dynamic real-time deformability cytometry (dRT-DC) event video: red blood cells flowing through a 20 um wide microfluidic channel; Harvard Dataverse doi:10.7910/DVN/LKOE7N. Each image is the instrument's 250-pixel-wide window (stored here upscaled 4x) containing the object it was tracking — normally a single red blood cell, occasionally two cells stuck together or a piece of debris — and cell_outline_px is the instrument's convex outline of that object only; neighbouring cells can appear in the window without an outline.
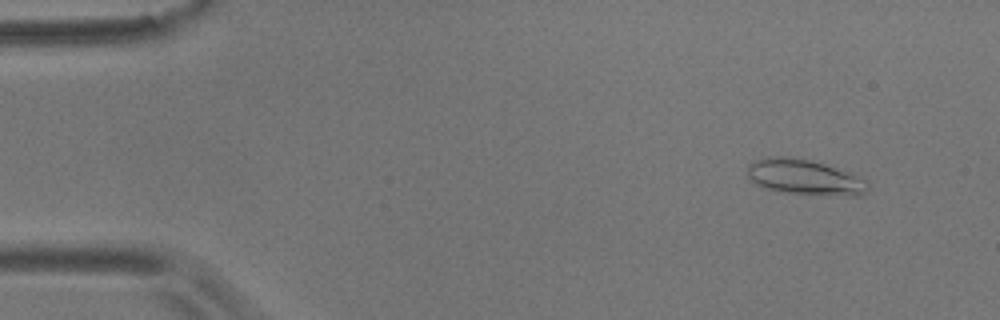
{"species": "common noctule bat (a hibernating species)", "species_latin": "Nyctalus noctula", "temperature_condition": "room temperature", "stored_images_in_passage": 31, "camera_frame_rate_fps": 3000, "um_per_image_px": 0.085, "animal": {"sex": "male", "body_mass_g": 17.9}, "frame": {"image": 1, "passage_image": 5, "time_ms": 1.333, "image_size_px": [1000, 320], "cell_outline_px": [[868, 192], [860, 196], [848, 196], [784, 192], [764, 188], [756, 184], [748, 176], [748, 164], [756, 160], [768, 156], [784, 156], [812, 160], [824, 164], [868, 180]], "centroid_in_image_um": [68.4, 15.06], "position_along_channel_um": 16.6, "area_um2": 24.74}}
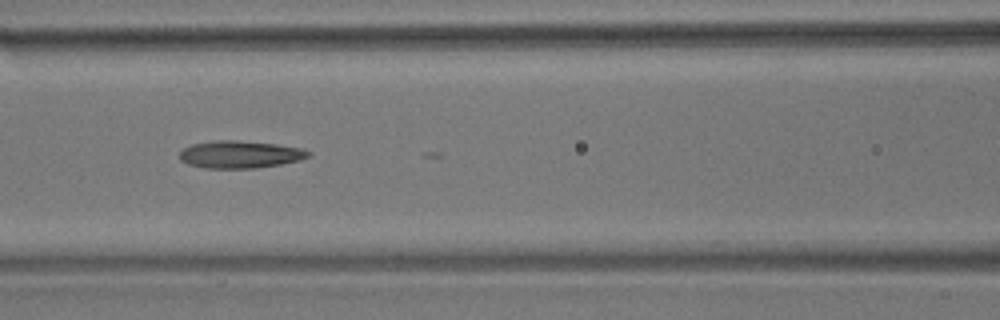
{"frame": {"image": 2, "passage_image": 24, "time_ms": 7.667, "image_size_px": [1000, 320], "cell_outline_px": [[308, 156], [300, 160], [280, 164], [256, 168], [204, 168], [188, 164], [180, 160], [180, 152], [184, 148], [192, 144], [212, 140], [236, 140], [276, 144], [300, 148], [308, 152]], "centroid_in_image_um": [20.34, 13.12], "position_along_channel_um": 146.3, "area_um2": 20.4}}
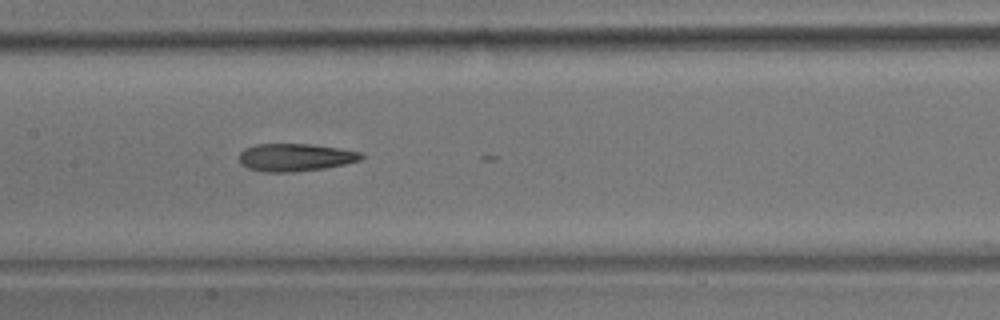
{"frame": {"image": 3, "passage_image": 27, "time_ms": 8.667, "image_size_px": [1000, 320], "cell_outline_px": [[364, 156], [360, 160], [344, 164], [324, 168], [292, 172], [264, 172], [248, 168], [240, 164], [240, 152], [244, 148], [256, 144], [312, 144], [340, 148], [360, 152]], "centroid_in_image_um": [25.08, 13.37], "position_along_channel_um": 182.3, "area_um2": 19.71}}